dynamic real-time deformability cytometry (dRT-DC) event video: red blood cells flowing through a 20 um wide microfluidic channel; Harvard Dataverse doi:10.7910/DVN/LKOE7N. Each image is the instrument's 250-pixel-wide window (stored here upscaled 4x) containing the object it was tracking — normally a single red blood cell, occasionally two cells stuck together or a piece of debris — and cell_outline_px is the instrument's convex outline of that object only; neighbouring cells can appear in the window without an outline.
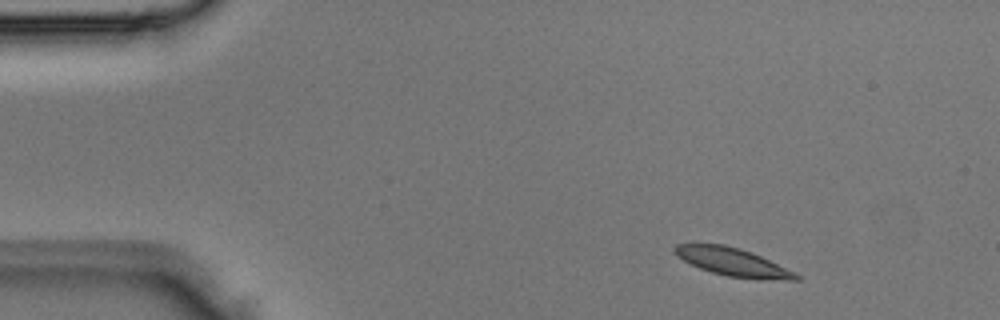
{"species": "Egyptian fruit bat (a non-hibernating species)", "species_latin": "Rousettus aegyptiacus", "temperature_condition": "room temperature", "stored_images_in_passage": 3, "camera_frame_rate_fps": 3000, "um_per_image_px": 0.085, "animal": {"sex": "male"}, "frame": {"image": 1, "passage_image": 1, "time_ms": 0.0, "image_size_px": [1000, 320], "cell_outline_px": [[800, 280], [784, 280], [728, 276], [712, 272], [700, 268], [676, 256], [672, 248], [676, 244], [724, 244], [740, 248], [752, 252], [796, 272], [800, 276]], "centroid_in_image_um": [62.29, 22.25], "position_along_channel_um": 22.7, "area_um2": 19.59}}
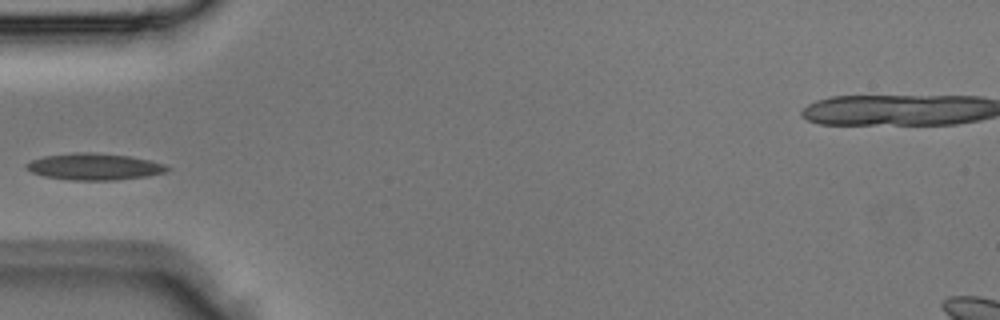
{"frame": {"image": 2, "passage_image": 3, "time_ms": 0.667, "image_size_px": [1000, 320], "cell_outline_px": [[172, 168], [164, 172], [148, 176], [116, 180], [72, 180], [44, 176], [32, 172], [24, 168], [24, 164], [32, 160], [44, 156], [72, 152], [92, 152], [132, 156], [164, 164]], "centroid_in_image_um": [8.0, 14.16], "position_along_channel_um": 77.0, "area_um2": 21.96}}